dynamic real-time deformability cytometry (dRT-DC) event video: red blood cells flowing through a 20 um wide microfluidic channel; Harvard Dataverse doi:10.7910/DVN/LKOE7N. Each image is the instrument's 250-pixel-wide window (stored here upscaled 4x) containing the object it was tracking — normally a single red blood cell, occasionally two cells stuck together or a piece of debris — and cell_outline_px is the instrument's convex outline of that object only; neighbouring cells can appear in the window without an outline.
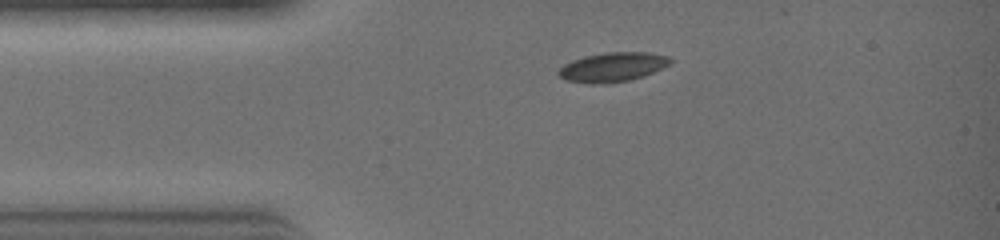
{"species": "common noctule bat (a hibernating species)", "species_latin": "Nyctalus noctula", "temperature_condition": "warm", "stored_images_in_passage": 24, "camera_frame_rate_fps": 3000, "um_per_image_px": 0.085, "animal": {"sex": "female", "body_mass_g": 19.0, "forearm_length_mm": 51.5}, "frame": {"image": 1, "passage_image": 1, "time_ms": 0.0, "image_size_px": [1000, 240], "cell_outline_px": [[672, 60], [668, 64], [644, 76], [628, 80], [604, 84], [588, 84], [564, 80], [556, 72], [564, 64], [572, 60], [584, 56], [608, 52], [648, 52], [668, 56]], "centroid_in_image_um": [52.01, 5.71], "position_along_channel_um": 33.0, "area_um2": 19.07}}
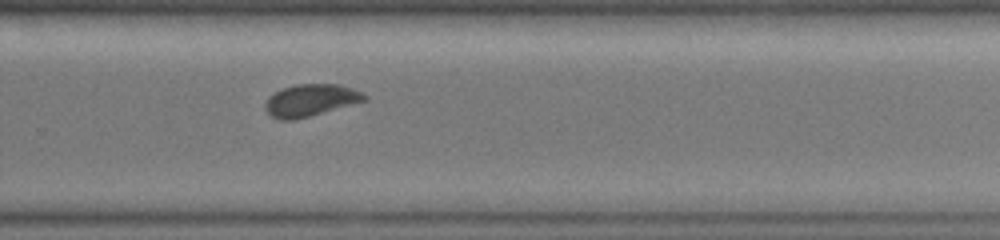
{"frame": {"image": 2, "passage_image": 15, "time_ms": 4.667, "image_size_px": [1000, 240], "cell_outline_px": [[368, 100], [308, 116], [292, 120], [280, 120], [272, 116], [264, 108], [264, 104], [268, 96], [284, 88], [296, 84], [340, 84], [352, 88], [368, 96]], "centroid_in_image_um": [26.4, 8.51], "position_along_channel_um": 303.4, "area_um2": 18.38}}
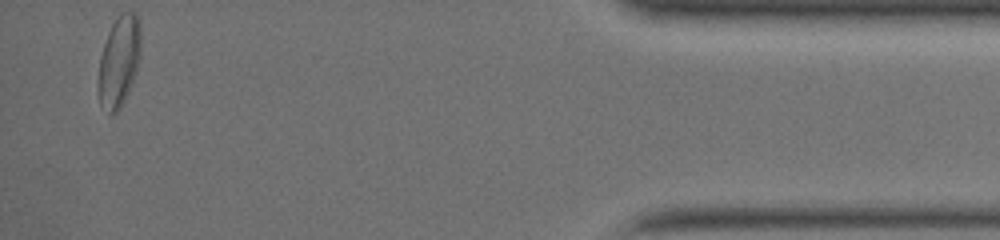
{"frame": {"image": 3, "passage_image": 24, "time_ms": 7.667, "image_size_px": [1000, 240], "cell_outline_px": [[140, 56], [128, 92], [120, 108], [112, 116], [100, 104], [96, 84], [100, 56], [108, 32], [116, 16], [120, 12], [136, 12], [140, 20]], "centroid_in_image_um": [10.09, 5.19], "position_along_channel_um": 425.1, "area_um2": 22.72}}